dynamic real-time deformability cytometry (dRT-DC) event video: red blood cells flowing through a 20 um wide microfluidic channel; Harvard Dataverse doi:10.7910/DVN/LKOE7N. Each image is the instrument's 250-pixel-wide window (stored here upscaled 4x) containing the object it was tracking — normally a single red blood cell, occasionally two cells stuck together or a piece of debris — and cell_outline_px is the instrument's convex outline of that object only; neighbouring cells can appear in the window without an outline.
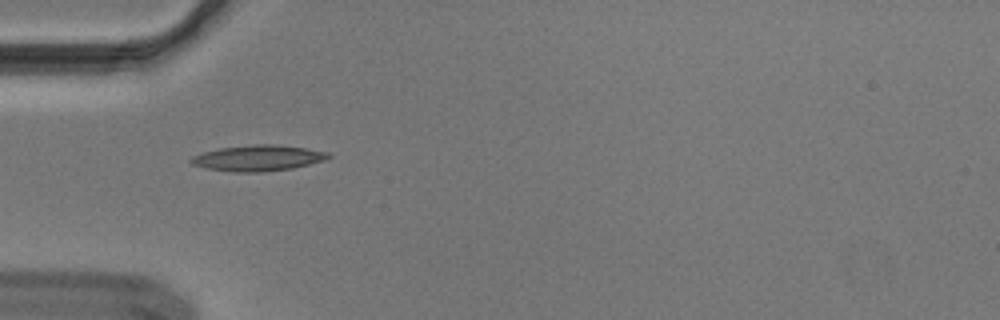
{"species": "Egyptian fruit bat (a non-hibernating species)", "species_latin": "Rousettus aegyptiacus", "temperature_condition": "cold", "stored_images_in_passage": 38, "camera_frame_rate_fps": 3000, "um_per_image_px": 0.085, "animal": {"sex": "male"}, "frame": {"image": 1, "passage_image": 1, "time_ms": 0.0, "image_size_px": [1000, 320], "cell_outline_px": [[332, 156], [324, 160], [292, 168], [264, 172], [232, 172], [208, 168], [192, 164], [188, 160], [192, 156], [204, 152], [220, 148], [252, 144], [272, 144], [304, 148], [328, 152]], "centroid_in_image_um": [21.91, 13.43], "position_along_channel_um": 63.1, "area_um2": 20.52}}
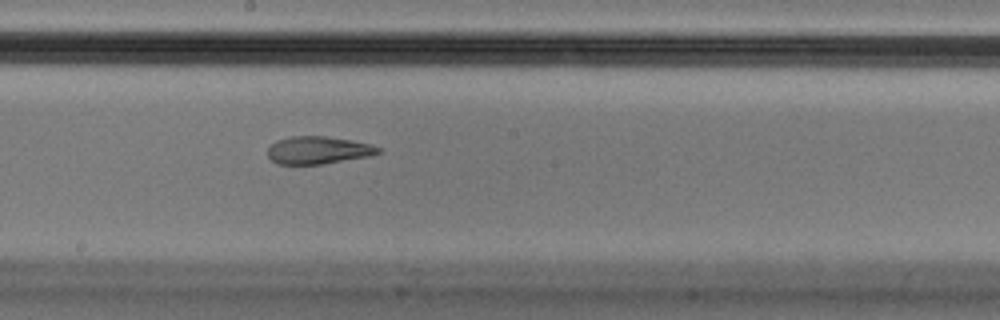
{"frame": {"image": 2, "passage_image": 14, "time_ms": 4.333, "image_size_px": [1000, 320], "cell_outline_px": [[384, 152], [372, 156], [324, 164], [276, 164], [268, 156], [268, 148], [276, 140], [292, 136], [324, 136], [352, 140], [372, 144], [380, 148]], "centroid_in_image_um": [27.1, 12.77], "position_along_channel_um": 221.1, "area_um2": 18.03}}
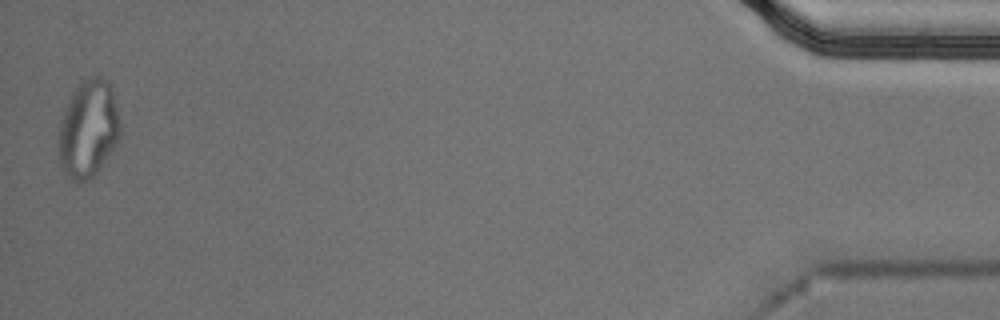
{"frame": {"image": 3, "passage_image": 38, "time_ms": 12.333, "image_size_px": [1000, 320], "cell_outline_px": [[120, 140], [96, 172], [92, 176], [80, 184], [76, 184], [64, 172], [60, 164], [60, 128], [64, 112], [72, 96], [80, 84], [84, 80], [92, 76], [100, 76], [108, 80], [112, 84], [120, 120]], "centroid_in_image_um": [7.56, 10.96], "position_along_channel_um": 427.6, "area_um2": 34.56}, "authors_computed_cell_mechanics": {"area_um2": 19.3052, "velocity_mm_per_s": 3.6653, "shape_relaxation_time_tau1_ms": null, "shape_relaxation_time_tau2_ms": 2.3155, "deformation_change_tau1": null, "deformation_change_tau2": 0.1043}}